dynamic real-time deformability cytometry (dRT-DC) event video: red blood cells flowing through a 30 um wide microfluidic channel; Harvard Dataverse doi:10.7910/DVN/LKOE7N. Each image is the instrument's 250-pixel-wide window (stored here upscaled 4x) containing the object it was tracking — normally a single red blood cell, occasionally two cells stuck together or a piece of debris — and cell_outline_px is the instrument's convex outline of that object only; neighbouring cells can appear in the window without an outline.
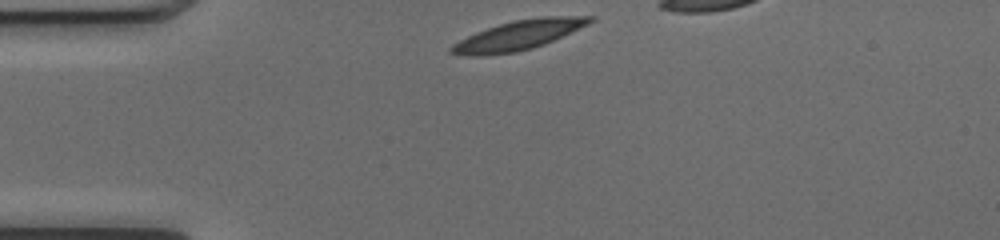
{"species": "common noctule bat (a hibernating species)", "species_latin": "Nyctalus noctula", "temperature_condition": "cold", "stored_images_in_passage": 31, "camera_frame_rate_fps": 3000, "um_per_image_px": 0.085, "animal": {"sex": "female", "body_mass_g": 17.0, "forearm_length_mm": 48.0}, "frame": {"image": 1, "passage_image": 1, "time_ms": 0.0, "image_size_px": [1000, 240], "cell_outline_px": [[596, 20], [588, 24], [544, 44], [532, 48], [516, 52], [476, 56], [472, 56], [448, 52], [448, 48], [452, 44], [476, 32], [512, 20], [540, 16], [596, 16]], "centroid_in_image_um": [44.08, 2.98], "position_along_channel_um": 40.9, "area_um2": 23.64}}
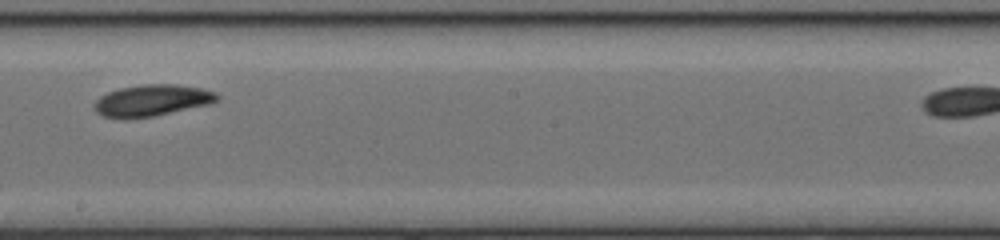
{"frame": {"image": 2, "passage_image": 18, "time_ms": 5.667, "image_size_px": [1000, 240], "cell_outline_px": [[220, 100], [212, 104], [152, 116], [104, 116], [96, 112], [92, 108], [92, 104], [100, 96], [108, 92], [120, 88], [144, 84], [176, 84], [200, 88], [216, 92], [220, 96]], "centroid_in_image_um": [12.98, 8.5], "position_along_channel_um": 235.2, "area_um2": 22.2}}
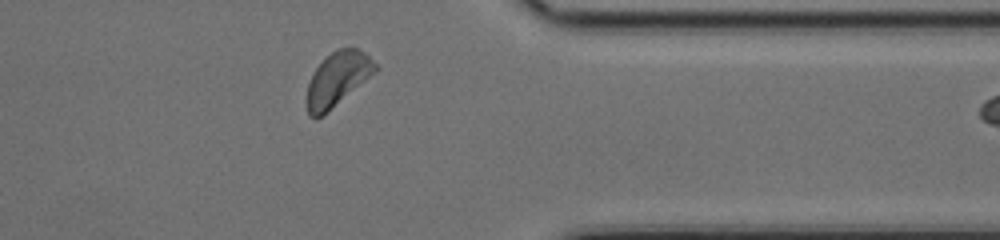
{"frame": {"image": 3, "passage_image": 30, "time_ms": 9.667, "image_size_px": [1000, 240], "cell_outline_px": [[380, 68], [376, 72], [316, 120], [308, 116], [308, 84], [316, 68], [336, 48], [360, 48]], "centroid_in_image_um": [28.72, 6.7], "position_along_channel_um": 382.7, "area_um2": 20.98}}